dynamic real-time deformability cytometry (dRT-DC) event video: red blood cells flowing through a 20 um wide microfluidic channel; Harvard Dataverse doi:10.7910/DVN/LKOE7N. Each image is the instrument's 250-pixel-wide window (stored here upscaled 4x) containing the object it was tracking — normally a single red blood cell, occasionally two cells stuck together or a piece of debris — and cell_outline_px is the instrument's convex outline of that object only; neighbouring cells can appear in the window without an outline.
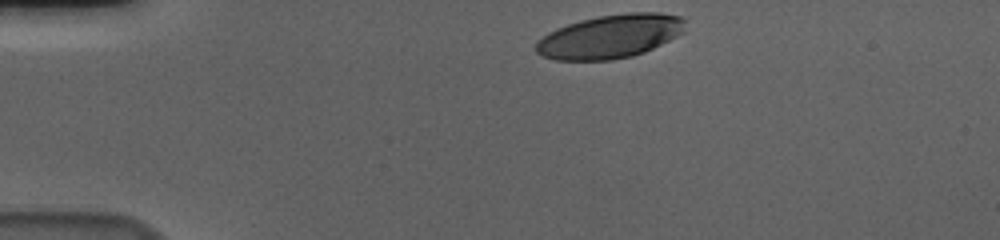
{"species": "human", "species_latin": "Homo sapiens", "temperature_condition": "cold", "stored_images_in_passage": 37, "camera_frame_rate_fps": 3000, "um_per_image_px": 0.085, "donor": {"sex": "male"}, "frame": {"image": 1, "passage_image": 1, "time_ms": 0.0, "image_size_px": [1000, 240], "cell_outline_px": [[688, 20], [684, 32], [644, 52], [632, 56], [612, 60], [556, 60], [540, 56], [536, 52], [536, 40], [548, 32], [556, 28], [580, 20], [596, 16], [628, 12], [660, 12], [680, 16]], "centroid_in_image_um": [51.86, 3.08], "position_along_channel_um": 33.1, "area_um2": 38.32}}
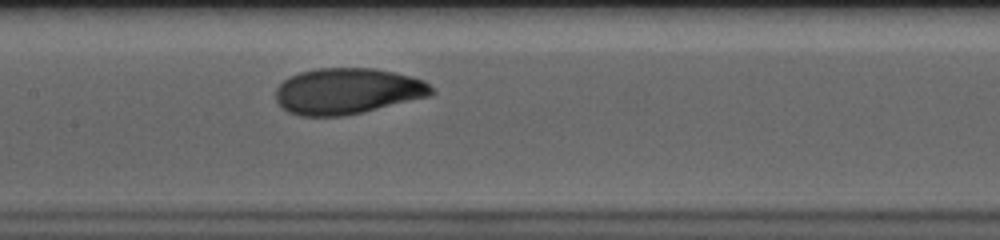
{"frame": {"image": 2, "passage_image": 18, "time_ms": 5.667, "image_size_px": [1000, 240], "cell_outline_px": [[436, 92], [432, 96], [364, 112], [344, 116], [300, 116], [288, 112], [276, 100], [276, 88], [284, 80], [300, 72], [320, 68], [376, 68], [396, 72], [412, 76], [424, 80]], "centroid_in_image_um": [29.58, 7.75], "position_along_channel_um": 177.8, "area_um2": 42.08}}
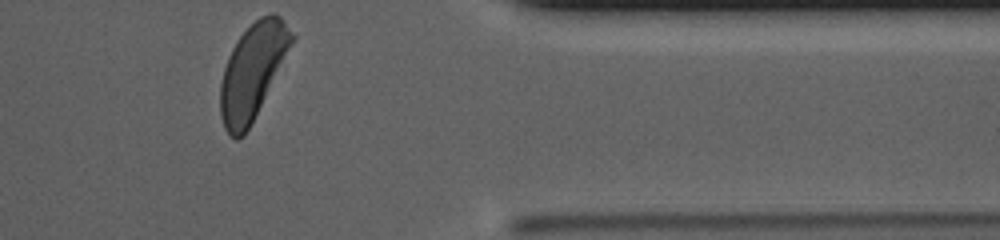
{"frame": {"image": 3, "passage_image": 37, "time_ms": 12.0, "image_size_px": [1000, 240], "cell_outline_px": [[296, 36], [292, 44], [244, 136], [236, 140], [224, 128], [220, 116], [220, 84], [224, 68], [228, 56], [236, 40], [260, 16], [272, 12], [280, 16], [284, 20]], "centroid_in_image_um": [21.45, 6.04], "position_along_channel_um": 389.9, "area_um2": 38.9}, "authors_computed_cell_mechanics": {"area_um2": 41.327, "velocity_mm_per_s": 3.6036, "shape_relaxation_time_tau1_ms": 2.9582, "shape_relaxation_time_tau2_ms": 1.2626, "deformation_change_tau1": 0.152, "deformation_change_tau2": 0.058}}